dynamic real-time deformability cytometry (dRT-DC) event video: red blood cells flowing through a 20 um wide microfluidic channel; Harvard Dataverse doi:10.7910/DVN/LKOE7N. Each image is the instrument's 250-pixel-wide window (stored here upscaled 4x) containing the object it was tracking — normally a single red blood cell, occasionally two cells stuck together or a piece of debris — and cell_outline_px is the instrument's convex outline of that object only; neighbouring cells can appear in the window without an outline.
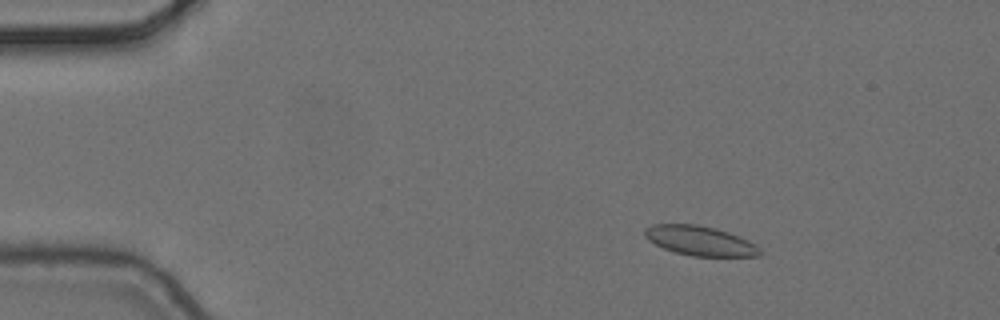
{"species": "common noctule bat (a hibernating species)", "species_latin": "Nyctalus noctula", "temperature_condition": "cold", "stored_images_in_passage": 4, "camera_frame_rate_fps": 3000, "um_per_image_px": 0.085, "animal": {"sex": "female", "body_mass_g": 24.6, "forearm_length_mm": 56.2}, "frame": {"image": 1, "passage_image": 2, "time_ms": 0.333, "image_size_px": [1000, 320], "cell_outline_px": [[760, 256], [692, 256], [676, 252], [664, 248], [648, 240], [644, 236], [644, 228], [652, 224], [696, 224], [716, 228], [728, 232], [748, 240], [756, 244], [760, 248]], "centroid_in_image_um": [59.49, 20.45], "position_along_channel_um": 25.5, "area_um2": 19.83}}